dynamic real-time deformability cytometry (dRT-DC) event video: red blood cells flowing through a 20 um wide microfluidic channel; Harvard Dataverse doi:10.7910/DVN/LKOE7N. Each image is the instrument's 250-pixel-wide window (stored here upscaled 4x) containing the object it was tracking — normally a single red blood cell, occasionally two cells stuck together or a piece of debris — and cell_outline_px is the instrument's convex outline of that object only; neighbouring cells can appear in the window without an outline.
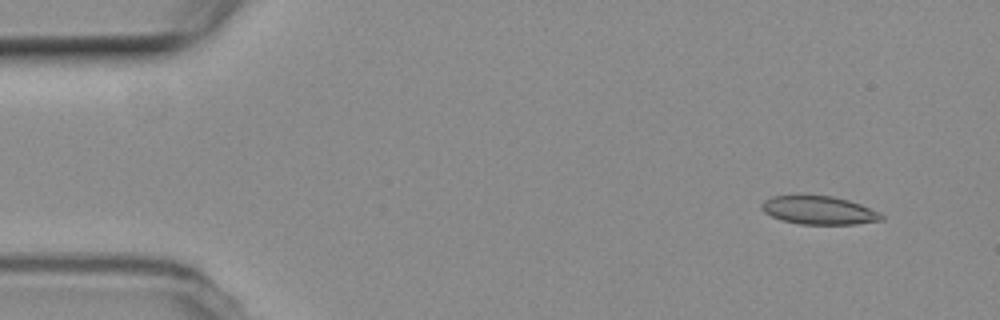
{"species": "common noctule bat (a hibernating species)", "species_latin": "Nyctalus noctula", "temperature_condition": "room temperature", "stored_images_in_passage": 5, "camera_frame_rate_fps": 3000, "um_per_image_px": 0.085, "animal": {"sex": "female", "body_mass_g": 19.3, "forearm_length_mm": 54.1}, "frame": {"image": 1, "passage_image": 2, "time_ms": 1.0, "image_size_px": [1000, 320], "cell_outline_px": [[884, 220], [856, 224], [800, 224], [780, 220], [764, 212], [760, 208], [760, 204], [764, 200], [772, 196], [832, 196], [848, 200], [860, 204], [880, 212], [884, 216]], "centroid_in_image_um": [69.61, 17.88], "position_along_channel_um": 15.4, "area_um2": 19.77}}
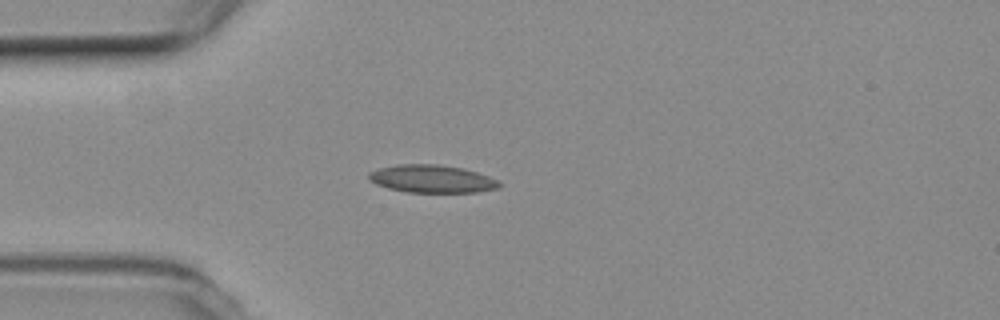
{"frame": {"image": 2, "passage_image": 5, "time_ms": 4.333, "image_size_px": [1000, 320], "cell_outline_px": [[504, 184], [500, 188], [476, 192], [408, 192], [388, 188], [376, 184], [368, 180], [368, 172], [380, 168], [396, 164], [436, 164], [464, 168], [488, 176]], "centroid_in_image_um": [36.71, 15.2], "position_along_channel_um": 48.3, "area_um2": 21.21}}